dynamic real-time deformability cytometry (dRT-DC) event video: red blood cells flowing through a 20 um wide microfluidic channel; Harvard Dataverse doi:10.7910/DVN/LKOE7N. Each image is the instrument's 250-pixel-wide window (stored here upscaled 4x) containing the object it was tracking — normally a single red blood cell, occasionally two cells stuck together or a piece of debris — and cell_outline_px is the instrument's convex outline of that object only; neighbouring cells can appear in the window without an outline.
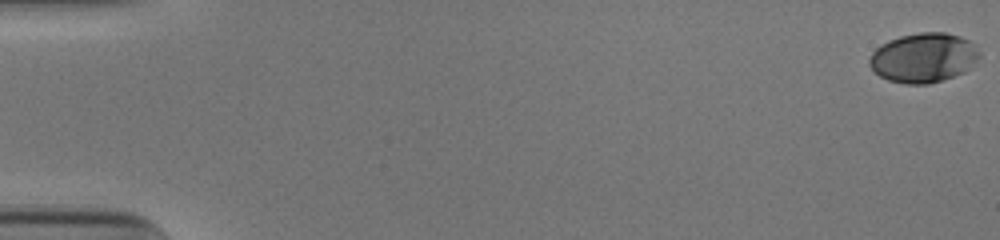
{"species": "human", "species_latin": "Homo sapiens", "temperature_condition": "cold", "stored_images_in_passage": 39, "camera_frame_rate_fps": 3000, "um_per_image_px": 0.085, "donor": {"sex": "male"}, "frame": {"image": 1, "passage_image": 1, "time_ms": 0.0, "image_size_px": [1000, 240], "cell_outline_px": [[980, 56], [964, 72], [928, 84], [904, 84], [888, 80], [880, 76], [868, 64], [868, 60], [872, 52], [880, 44], [888, 40], [900, 36], [920, 32], [944, 32], [960, 36], [968, 40], [980, 52]], "centroid_in_image_um": [78.46, 4.9], "position_along_channel_um": 6.5, "area_um2": 31.62}}
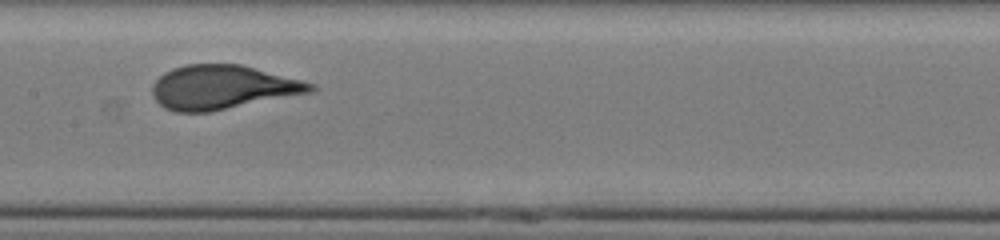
{"frame": {"image": 2, "passage_image": 23, "time_ms": 7.333, "image_size_px": [1000, 240], "cell_outline_px": [[316, 92], [208, 112], [176, 112], [164, 108], [152, 96], [152, 84], [164, 72], [172, 68], [188, 64], [240, 64], [316, 84]], "centroid_in_image_um": [18.93, 7.42], "position_along_channel_um": 188.5, "area_um2": 40.75}}
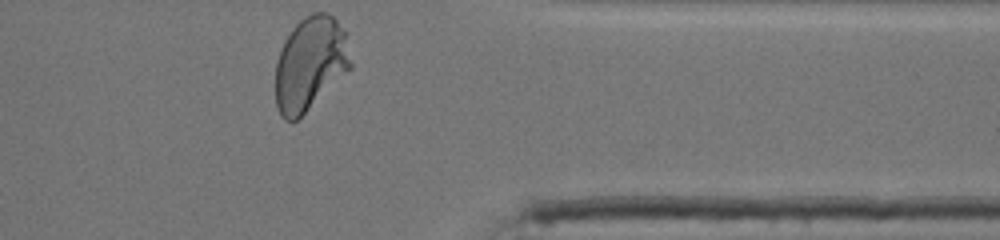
{"frame": {"image": 3, "passage_image": 39, "time_ms": 12.667, "image_size_px": [1000, 240], "cell_outline_px": [[352, 68], [296, 120], [284, 120], [280, 116], [276, 104], [276, 60], [280, 48], [292, 28], [304, 16], [312, 12], [328, 12], [344, 28], [352, 64]], "centroid_in_image_um": [26.36, 5.38], "position_along_channel_um": 385.0, "area_um2": 41.1}, "authors_computed_cell_mechanics": {"area_um2": 40.0554, "velocity_mm_per_s": 3.8832, "shape_relaxation_time_tau1_ms": 3.2405, "shape_relaxation_time_tau2_ms": null, "deformation_change_tau1": 0.1693, "deformation_change_tau2": null}}